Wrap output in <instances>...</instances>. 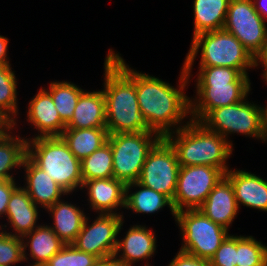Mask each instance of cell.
I'll list each match as a JSON object with an SVG mask.
<instances>
[{
	"label": "cell",
	"mask_w": 267,
	"mask_h": 266,
	"mask_svg": "<svg viewBox=\"0 0 267 266\" xmlns=\"http://www.w3.org/2000/svg\"><path fill=\"white\" fill-rule=\"evenodd\" d=\"M27 139V157L68 194L82 188L81 161L60 136Z\"/></svg>",
	"instance_id": "cell-6"
},
{
	"label": "cell",
	"mask_w": 267,
	"mask_h": 266,
	"mask_svg": "<svg viewBox=\"0 0 267 266\" xmlns=\"http://www.w3.org/2000/svg\"><path fill=\"white\" fill-rule=\"evenodd\" d=\"M10 126L11 125L0 116V135L4 133Z\"/></svg>",
	"instance_id": "cell-42"
},
{
	"label": "cell",
	"mask_w": 267,
	"mask_h": 266,
	"mask_svg": "<svg viewBox=\"0 0 267 266\" xmlns=\"http://www.w3.org/2000/svg\"><path fill=\"white\" fill-rule=\"evenodd\" d=\"M124 215L98 213L92 224L85 218L82 229L71 243L76 249L91 253L99 259L113 257L117 236L123 228Z\"/></svg>",
	"instance_id": "cell-13"
},
{
	"label": "cell",
	"mask_w": 267,
	"mask_h": 266,
	"mask_svg": "<svg viewBox=\"0 0 267 266\" xmlns=\"http://www.w3.org/2000/svg\"><path fill=\"white\" fill-rule=\"evenodd\" d=\"M28 105L26 121L38 130L32 138L60 136L63 133L66 124L61 120L51 95L43 87Z\"/></svg>",
	"instance_id": "cell-16"
},
{
	"label": "cell",
	"mask_w": 267,
	"mask_h": 266,
	"mask_svg": "<svg viewBox=\"0 0 267 266\" xmlns=\"http://www.w3.org/2000/svg\"><path fill=\"white\" fill-rule=\"evenodd\" d=\"M133 188H136V190L138 188V190L130 193L129 191ZM166 205L170 208L171 214L175 219L176 212L172 201L167 196L147 188L137 181L128 183L125 186V209L132 210L133 213L154 214Z\"/></svg>",
	"instance_id": "cell-24"
},
{
	"label": "cell",
	"mask_w": 267,
	"mask_h": 266,
	"mask_svg": "<svg viewBox=\"0 0 267 266\" xmlns=\"http://www.w3.org/2000/svg\"><path fill=\"white\" fill-rule=\"evenodd\" d=\"M230 0H194V30L197 34L223 29Z\"/></svg>",
	"instance_id": "cell-27"
},
{
	"label": "cell",
	"mask_w": 267,
	"mask_h": 266,
	"mask_svg": "<svg viewBox=\"0 0 267 266\" xmlns=\"http://www.w3.org/2000/svg\"><path fill=\"white\" fill-rule=\"evenodd\" d=\"M39 208L34 204L26 190L18 186L10 196L5 215L12 232L4 230L3 227H7L5 224L0 225V230L22 238L39 226L37 225V220L40 219L38 218ZM13 231L15 232L13 233Z\"/></svg>",
	"instance_id": "cell-18"
},
{
	"label": "cell",
	"mask_w": 267,
	"mask_h": 266,
	"mask_svg": "<svg viewBox=\"0 0 267 266\" xmlns=\"http://www.w3.org/2000/svg\"><path fill=\"white\" fill-rule=\"evenodd\" d=\"M240 101L211 110L200 122L210 131L217 132L228 141L230 134H242L265 142L262 132L261 105Z\"/></svg>",
	"instance_id": "cell-9"
},
{
	"label": "cell",
	"mask_w": 267,
	"mask_h": 266,
	"mask_svg": "<svg viewBox=\"0 0 267 266\" xmlns=\"http://www.w3.org/2000/svg\"><path fill=\"white\" fill-rule=\"evenodd\" d=\"M179 169L173 147L161 138L148 153L137 182L173 201Z\"/></svg>",
	"instance_id": "cell-12"
},
{
	"label": "cell",
	"mask_w": 267,
	"mask_h": 266,
	"mask_svg": "<svg viewBox=\"0 0 267 266\" xmlns=\"http://www.w3.org/2000/svg\"><path fill=\"white\" fill-rule=\"evenodd\" d=\"M161 138L148 131L109 134L114 178L125 185L138 181L148 153Z\"/></svg>",
	"instance_id": "cell-7"
},
{
	"label": "cell",
	"mask_w": 267,
	"mask_h": 266,
	"mask_svg": "<svg viewBox=\"0 0 267 266\" xmlns=\"http://www.w3.org/2000/svg\"><path fill=\"white\" fill-rule=\"evenodd\" d=\"M198 52H201L200 67L225 66L238 69L242 74H248L247 70L255 68L253 56L225 29L207 31L192 37L190 49L183 63L189 78L193 75L192 66Z\"/></svg>",
	"instance_id": "cell-5"
},
{
	"label": "cell",
	"mask_w": 267,
	"mask_h": 266,
	"mask_svg": "<svg viewBox=\"0 0 267 266\" xmlns=\"http://www.w3.org/2000/svg\"><path fill=\"white\" fill-rule=\"evenodd\" d=\"M15 180H0V219L5 217L10 196L19 186Z\"/></svg>",
	"instance_id": "cell-36"
},
{
	"label": "cell",
	"mask_w": 267,
	"mask_h": 266,
	"mask_svg": "<svg viewBox=\"0 0 267 266\" xmlns=\"http://www.w3.org/2000/svg\"><path fill=\"white\" fill-rule=\"evenodd\" d=\"M47 210L53 219V227L50 225L51 229L65 244H71L82 229L87 215L79 206L62 199L55 202Z\"/></svg>",
	"instance_id": "cell-23"
},
{
	"label": "cell",
	"mask_w": 267,
	"mask_h": 266,
	"mask_svg": "<svg viewBox=\"0 0 267 266\" xmlns=\"http://www.w3.org/2000/svg\"><path fill=\"white\" fill-rule=\"evenodd\" d=\"M81 174L83 183L92 179L114 177L112 149L108 141L81 161Z\"/></svg>",
	"instance_id": "cell-30"
},
{
	"label": "cell",
	"mask_w": 267,
	"mask_h": 266,
	"mask_svg": "<svg viewBox=\"0 0 267 266\" xmlns=\"http://www.w3.org/2000/svg\"><path fill=\"white\" fill-rule=\"evenodd\" d=\"M199 210L214 223L229 230L240 210L233 185L226 176L209 193Z\"/></svg>",
	"instance_id": "cell-17"
},
{
	"label": "cell",
	"mask_w": 267,
	"mask_h": 266,
	"mask_svg": "<svg viewBox=\"0 0 267 266\" xmlns=\"http://www.w3.org/2000/svg\"><path fill=\"white\" fill-rule=\"evenodd\" d=\"M237 266H267V246L253 236L237 235Z\"/></svg>",
	"instance_id": "cell-31"
},
{
	"label": "cell",
	"mask_w": 267,
	"mask_h": 266,
	"mask_svg": "<svg viewBox=\"0 0 267 266\" xmlns=\"http://www.w3.org/2000/svg\"><path fill=\"white\" fill-rule=\"evenodd\" d=\"M20 262L25 263L22 239L0 230V266H15Z\"/></svg>",
	"instance_id": "cell-33"
},
{
	"label": "cell",
	"mask_w": 267,
	"mask_h": 266,
	"mask_svg": "<svg viewBox=\"0 0 267 266\" xmlns=\"http://www.w3.org/2000/svg\"><path fill=\"white\" fill-rule=\"evenodd\" d=\"M66 128H106V102L102 90H84Z\"/></svg>",
	"instance_id": "cell-22"
},
{
	"label": "cell",
	"mask_w": 267,
	"mask_h": 266,
	"mask_svg": "<svg viewBox=\"0 0 267 266\" xmlns=\"http://www.w3.org/2000/svg\"><path fill=\"white\" fill-rule=\"evenodd\" d=\"M22 169L26 173V186L24 185L23 188L36 206L46 210L62 196L70 195L27 156L24 158Z\"/></svg>",
	"instance_id": "cell-19"
},
{
	"label": "cell",
	"mask_w": 267,
	"mask_h": 266,
	"mask_svg": "<svg viewBox=\"0 0 267 266\" xmlns=\"http://www.w3.org/2000/svg\"><path fill=\"white\" fill-rule=\"evenodd\" d=\"M125 184L116 178H100L87 180L81 190L87 189L90 207L97 213L117 214L120 208H125Z\"/></svg>",
	"instance_id": "cell-15"
},
{
	"label": "cell",
	"mask_w": 267,
	"mask_h": 266,
	"mask_svg": "<svg viewBox=\"0 0 267 266\" xmlns=\"http://www.w3.org/2000/svg\"><path fill=\"white\" fill-rule=\"evenodd\" d=\"M145 225H133L123 239L117 238L113 257L123 266H133L140 260H149L154 256L157 245L153 230Z\"/></svg>",
	"instance_id": "cell-14"
},
{
	"label": "cell",
	"mask_w": 267,
	"mask_h": 266,
	"mask_svg": "<svg viewBox=\"0 0 267 266\" xmlns=\"http://www.w3.org/2000/svg\"><path fill=\"white\" fill-rule=\"evenodd\" d=\"M189 79L183 66L177 88L158 77L134 70L140 111L149 127L162 138L189 122H183L185 118L190 117V97L183 92L190 82Z\"/></svg>",
	"instance_id": "cell-1"
},
{
	"label": "cell",
	"mask_w": 267,
	"mask_h": 266,
	"mask_svg": "<svg viewBox=\"0 0 267 266\" xmlns=\"http://www.w3.org/2000/svg\"><path fill=\"white\" fill-rule=\"evenodd\" d=\"M21 239L24 261L29 259L28 255L31 257L30 260H33L28 266H44L65 245L48 224H40ZM26 250H29L30 253L27 254Z\"/></svg>",
	"instance_id": "cell-21"
},
{
	"label": "cell",
	"mask_w": 267,
	"mask_h": 266,
	"mask_svg": "<svg viewBox=\"0 0 267 266\" xmlns=\"http://www.w3.org/2000/svg\"><path fill=\"white\" fill-rule=\"evenodd\" d=\"M14 127L10 126L0 135V180H14L12 169H20L27 156V139L12 134ZM12 130V131H11Z\"/></svg>",
	"instance_id": "cell-25"
},
{
	"label": "cell",
	"mask_w": 267,
	"mask_h": 266,
	"mask_svg": "<svg viewBox=\"0 0 267 266\" xmlns=\"http://www.w3.org/2000/svg\"><path fill=\"white\" fill-rule=\"evenodd\" d=\"M168 266H211L210 261L179 250Z\"/></svg>",
	"instance_id": "cell-35"
},
{
	"label": "cell",
	"mask_w": 267,
	"mask_h": 266,
	"mask_svg": "<svg viewBox=\"0 0 267 266\" xmlns=\"http://www.w3.org/2000/svg\"><path fill=\"white\" fill-rule=\"evenodd\" d=\"M261 117H262V132L264 135L265 142L267 141V106H261Z\"/></svg>",
	"instance_id": "cell-41"
},
{
	"label": "cell",
	"mask_w": 267,
	"mask_h": 266,
	"mask_svg": "<svg viewBox=\"0 0 267 266\" xmlns=\"http://www.w3.org/2000/svg\"><path fill=\"white\" fill-rule=\"evenodd\" d=\"M9 39L0 35V66L11 65L7 57Z\"/></svg>",
	"instance_id": "cell-37"
},
{
	"label": "cell",
	"mask_w": 267,
	"mask_h": 266,
	"mask_svg": "<svg viewBox=\"0 0 267 266\" xmlns=\"http://www.w3.org/2000/svg\"><path fill=\"white\" fill-rule=\"evenodd\" d=\"M209 261L211 266H237V235L229 234Z\"/></svg>",
	"instance_id": "cell-34"
},
{
	"label": "cell",
	"mask_w": 267,
	"mask_h": 266,
	"mask_svg": "<svg viewBox=\"0 0 267 266\" xmlns=\"http://www.w3.org/2000/svg\"><path fill=\"white\" fill-rule=\"evenodd\" d=\"M175 222L182 234L183 242L179 250L208 261L229 235V230L214 223L199 209L176 212Z\"/></svg>",
	"instance_id": "cell-8"
},
{
	"label": "cell",
	"mask_w": 267,
	"mask_h": 266,
	"mask_svg": "<svg viewBox=\"0 0 267 266\" xmlns=\"http://www.w3.org/2000/svg\"><path fill=\"white\" fill-rule=\"evenodd\" d=\"M224 176L221 169L212 166H180L172 201L175 212L199 209Z\"/></svg>",
	"instance_id": "cell-11"
},
{
	"label": "cell",
	"mask_w": 267,
	"mask_h": 266,
	"mask_svg": "<svg viewBox=\"0 0 267 266\" xmlns=\"http://www.w3.org/2000/svg\"><path fill=\"white\" fill-rule=\"evenodd\" d=\"M267 24L255 10L253 0H230L223 29L233 34L253 56L267 43Z\"/></svg>",
	"instance_id": "cell-10"
},
{
	"label": "cell",
	"mask_w": 267,
	"mask_h": 266,
	"mask_svg": "<svg viewBox=\"0 0 267 266\" xmlns=\"http://www.w3.org/2000/svg\"><path fill=\"white\" fill-rule=\"evenodd\" d=\"M107 128H65L60 137L75 157L82 161L107 142Z\"/></svg>",
	"instance_id": "cell-26"
},
{
	"label": "cell",
	"mask_w": 267,
	"mask_h": 266,
	"mask_svg": "<svg viewBox=\"0 0 267 266\" xmlns=\"http://www.w3.org/2000/svg\"><path fill=\"white\" fill-rule=\"evenodd\" d=\"M260 65L264 67L262 76H263L264 81H266V84H267V43L263 47L262 52L255 59V68H257V66H260Z\"/></svg>",
	"instance_id": "cell-38"
},
{
	"label": "cell",
	"mask_w": 267,
	"mask_h": 266,
	"mask_svg": "<svg viewBox=\"0 0 267 266\" xmlns=\"http://www.w3.org/2000/svg\"><path fill=\"white\" fill-rule=\"evenodd\" d=\"M44 89L51 95L61 120L67 124L84 89L67 81H53Z\"/></svg>",
	"instance_id": "cell-29"
},
{
	"label": "cell",
	"mask_w": 267,
	"mask_h": 266,
	"mask_svg": "<svg viewBox=\"0 0 267 266\" xmlns=\"http://www.w3.org/2000/svg\"><path fill=\"white\" fill-rule=\"evenodd\" d=\"M195 81L196 97L190 98V119L197 122L215 108L239 103L251 91L249 75L231 67H199Z\"/></svg>",
	"instance_id": "cell-3"
},
{
	"label": "cell",
	"mask_w": 267,
	"mask_h": 266,
	"mask_svg": "<svg viewBox=\"0 0 267 266\" xmlns=\"http://www.w3.org/2000/svg\"><path fill=\"white\" fill-rule=\"evenodd\" d=\"M93 266H123L114 257L98 259Z\"/></svg>",
	"instance_id": "cell-40"
},
{
	"label": "cell",
	"mask_w": 267,
	"mask_h": 266,
	"mask_svg": "<svg viewBox=\"0 0 267 266\" xmlns=\"http://www.w3.org/2000/svg\"><path fill=\"white\" fill-rule=\"evenodd\" d=\"M225 176L231 181L238 207L246 206L267 212V180L245 170H232Z\"/></svg>",
	"instance_id": "cell-20"
},
{
	"label": "cell",
	"mask_w": 267,
	"mask_h": 266,
	"mask_svg": "<svg viewBox=\"0 0 267 266\" xmlns=\"http://www.w3.org/2000/svg\"><path fill=\"white\" fill-rule=\"evenodd\" d=\"M106 128L108 134L154 132L140 111L134 84V69L111 48L104 61Z\"/></svg>",
	"instance_id": "cell-2"
},
{
	"label": "cell",
	"mask_w": 267,
	"mask_h": 266,
	"mask_svg": "<svg viewBox=\"0 0 267 266\" xmlns=\"http://www.w3.org/2000/svg\"><path fill=\"white\" fill-rule=\"evenodd\" d=\"M173 147L180 166L205 165L229 170L227 160L233 149L232 141L208 130L201 122L191 120L164 137Z\"/></svg>",
	"instance_id": "cell-4"
},
{
	"label": "cell",
	"mask_w": 267,
	"mask_h": 266,
	"mask_svg": "<svg viewBox=\"0 0 267 266\" xmlns=\"http://www.w3.org/2000/svg\"><path fill=\"white\" fill-rule=\"evenodd\" d=\"M99 258L65 244L44 266H93Z\"/></svg>",
	"instance_id": "cell-32"
},
{
	"label": "cell",
	"mask_w": 267,
	"mask_h": 266,
	"mask_svg": "<svg viewBox=\"0 0 267 266\" xmlns=\"http://www.w3.org/2000/svg\"><path fill=\"white\" fill-rule=\"evenodd\" d=\"M17 79L11 65L0 66V116L16 129L19 113Z\"/></svg>",
	"instance_id": "cell-28"
},
{
	"label": "cell",
	"mask_w": 267,
	"mask_h": 266,
	"mask_svg": "<svg viewBox=\"0 0 267 266\" xmlns=\"http://www.w3.org/2000/svg\"><path fill=\"white\" fill-rule=\"evenodd\" d=\"M255 10L267 21V0H253Z\"/></svg>",
	"instance_id": "cell-39"
}]
</instances>
